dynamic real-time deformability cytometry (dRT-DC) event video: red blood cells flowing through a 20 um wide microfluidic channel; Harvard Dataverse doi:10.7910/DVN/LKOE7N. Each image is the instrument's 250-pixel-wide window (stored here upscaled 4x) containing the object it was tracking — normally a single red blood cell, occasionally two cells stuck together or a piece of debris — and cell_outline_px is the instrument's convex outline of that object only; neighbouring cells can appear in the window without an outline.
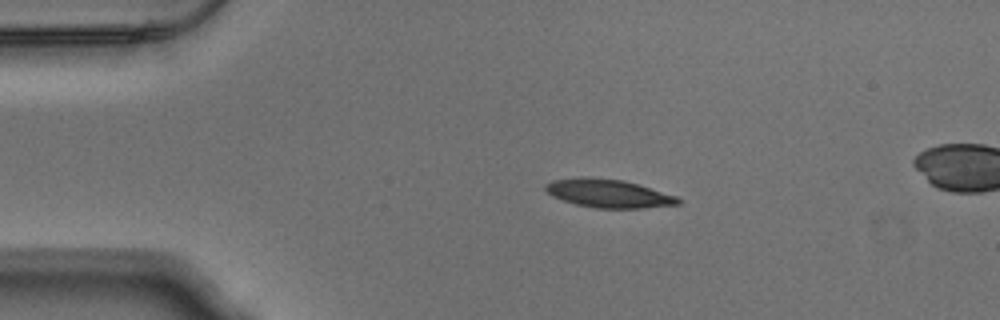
{"species": "Egyptian fruit bat (a non-hibernating species)", "species_latin": "Rousettus aegyptiacus", "temperature_condition": "warm", "stored_images_in_passage": 44, "segment_of_instrument_passage": [1, 2], "camera_frame_rate_fps": 3000, "um_per_image_px": 0.085, "animal": {"sex": "male"}, "frame": {"image": 1, "passage_image": 1, "time_ms": 0.0, "image_size_px": [1000, 320], "cell_outline_px": [[680, 204], [644, 208], [596, 208], [576, 204], [552, 196], [544, 188], [544, 184], [552, 180], [580, 176], [592, 176], [624, 180], [676, 196], [680, 200]], "centroid_in_image_um": [51.68, 16.42], "position_along_channel_um": 33.3, "area_um2": 21.96}}
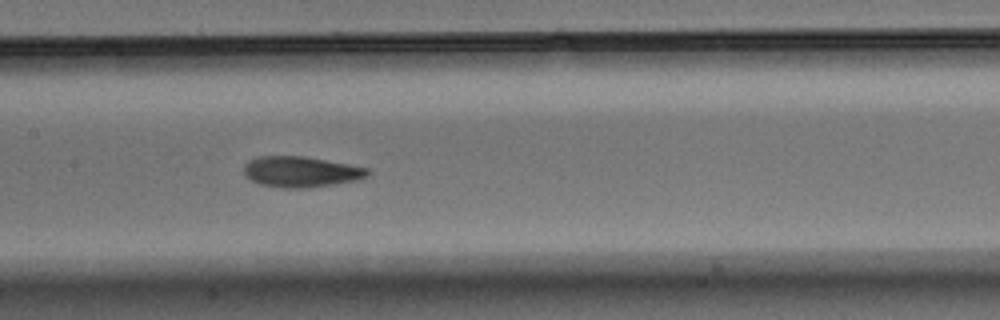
{"frame": {"image": 2, "passage_image": 16, "time_ms": 5.0, "image_size_px": [1000, 320], "cell_outline_px": [[372, 172], [368, 176], [360, 180], [308, 188], [280, 188], [260, 184], [248, 180], [244, 176], [244, 164], [248, 160], [256, 156], [304, 156], [348, 164], [368, 168]], "centroid_in_image_um": [25.56, 14.61], "position_along_channel_um": 181.8, "area_um2": 22.6}}
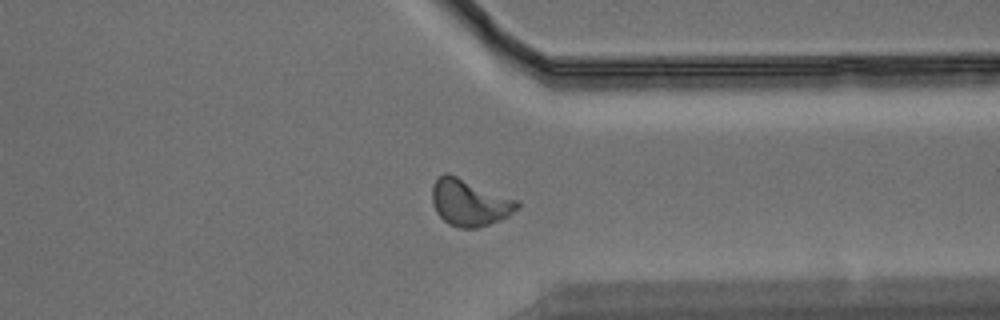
{"frame": {"image": 3, "passage_image": 31, "time_ms": 10.0, "image_size_px": [1000, 320], "cell_outline_px": [[520, 208], [508, 216], [500, 220], [476, 228], [460, 228], [448, 224], [436, 212], [432, 204], [432, 184], [444, 172], [448, 172], [520, 200]], "centroid_in_image_um": [39.93, 17.2], "position_along_channel_um": 371.5, "area_um2": 23.52}}